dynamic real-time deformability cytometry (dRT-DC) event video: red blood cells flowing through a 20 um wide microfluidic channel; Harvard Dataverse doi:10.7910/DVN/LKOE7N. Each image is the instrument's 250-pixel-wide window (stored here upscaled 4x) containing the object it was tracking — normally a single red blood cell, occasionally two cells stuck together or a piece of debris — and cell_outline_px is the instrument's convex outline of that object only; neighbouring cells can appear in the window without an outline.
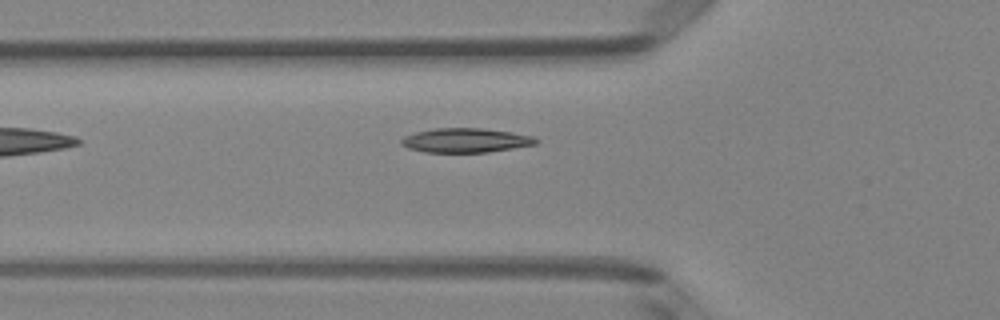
{"species": "Egyptian fruit bat (a non-hibernating species)", "species_latin": "Rousettus aegyptiacus", "temperature_condition": "room temperature", "stored_images_in_passage": 5, "camera_frame_rate_fps": 3000, "um_per_image_px": 0.085, "animal": {"sex": "female"}, "frame": {"image": 1, "passage_image": 5, "time_ms": 1.333, "image_size_px": [1000, 320], "cell_outline_px": [[540, 140], [536, 144], [488, 152], [424, 152], [408, 148], [400, 144], [400, 140], [404, 136], [416, 132], [436, 128], [480, 128], [512, 132], [532, 136]], "centroid_in_image_um": [39.56, 11.93], "position_along_channel_um": 86.2, "area_um2": 19.02}}